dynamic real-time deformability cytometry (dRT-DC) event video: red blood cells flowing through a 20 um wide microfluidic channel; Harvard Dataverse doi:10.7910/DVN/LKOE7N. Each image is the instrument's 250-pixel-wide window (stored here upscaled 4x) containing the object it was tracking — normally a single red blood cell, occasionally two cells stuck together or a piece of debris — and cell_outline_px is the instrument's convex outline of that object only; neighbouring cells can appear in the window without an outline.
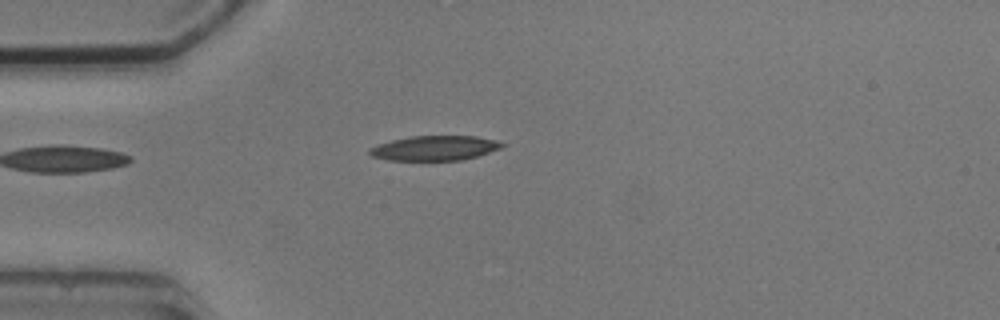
{"species": "common noctule bat (a hibernating species)", "species_latin": "Nyctalus noctula", "temperature_condition": "cold", "stored_images_in_passage": 4, "camera_frame_rate_fps": 3000, "um_per_image_px": 0.085, "animal": {"sex": "male", "body_mass_g": 20.5, "forearm_length_mm": 52.5}, "frame": {"image": 1, "passage_image": 4, "time_ms": 3.333, "image_size_px": [1000, 320], "cell_outline_px": [[504, 144], [500, 148], [476, 156], [460, 160], [388, 160], [372, 156], [368, 152], [368, 148], [392, 140], [412, 136], [476, 136], [496, 140]], "centroid_in_image_um": [36.92, 12.58], "position_along_channel_um": 48.1, "area_um2": 18.84}}